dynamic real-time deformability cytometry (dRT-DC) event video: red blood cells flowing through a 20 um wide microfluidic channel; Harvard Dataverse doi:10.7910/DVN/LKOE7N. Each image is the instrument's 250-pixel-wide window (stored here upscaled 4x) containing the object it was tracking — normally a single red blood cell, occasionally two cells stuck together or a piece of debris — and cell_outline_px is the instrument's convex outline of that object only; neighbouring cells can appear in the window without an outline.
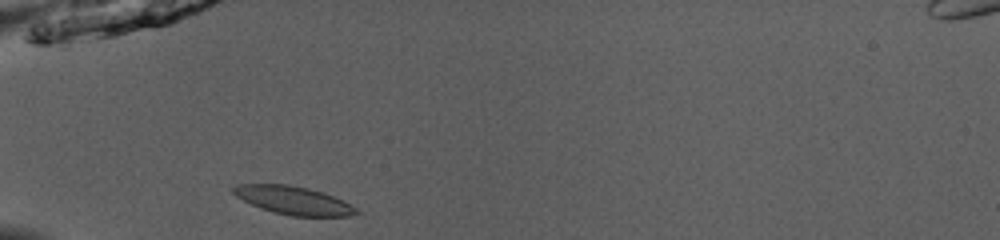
{"species": "common noctule bat (a hibernating species)", "species_latin": "Nyctalus noctula", "temperature_condition": "room temperature", "stored_images_in_passage": 35, "camera_frame_rate_fps": 3000, "um_per_image_px": 0.085, "animal": {"sex": "male", "body_mass_g": 13.0, "forearm_length_mm": 53.1}, "frame": {"image": 1, "passage_image": 1, "time_ms": 0.0, "image_size_px": [1000, 240], "cell_outline_px": [[360, 212], [348, 216], [292, 216], [272, 212], [260, 208], [236, 196], [232, 192], [232, 188], [236, 184], [288, 184], [308, 188], [324, 192], [344, 200], [356, 208]], "centroid_in_image_um": [24.95, 17.02], "position_along_channel_um": 60.1, "area_um2": 20.29}}
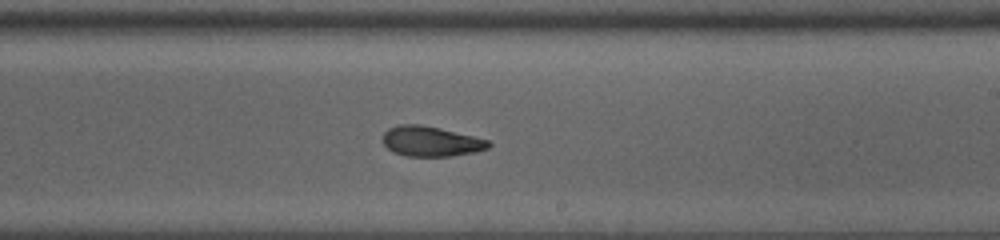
{"frame": {"image": 2, "passage_image": 16, "time_ms": 5.0, "image_size_px": [1000, 240], "cell_outline_px": [[492, 144], [488, 148], [476, 152], [448, 156], [408, 156], [392, 152], [384, 144], [384, 132], [388, 128], [400, 124], [420, 124], [440, 128], [488, 140]], "centroid_in_image_um": [36.62, 12.01], "position_along_channel_um": 252.4, "area_um2": 18.44}}
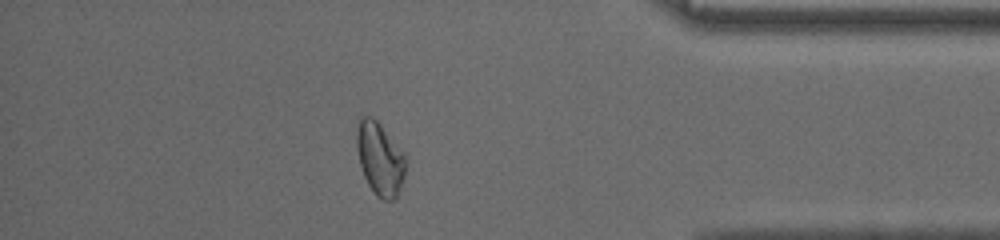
{"frame": {"image": 3, "passage_image": 29, "time_ms": 9.333, "image_size_px": [1000, 240], "cell_outline_px": [[404, 176], [400, 188], [396, 196], [392, 200], [384, 200], [376, 196], [368, 184], [364, 176], [360, 164], [356, 144], [356, 128], [360, 116], [372, 116], [380, 124], [404, 152]], "centroid_in_image_um": [32.26, 13.46], "position_along_channel_um": 402.9, "area_um2": 20.63}, "authors_computed_cell_mechanics": {"area_um2": 19.3052, "velocity_mm_per_s": 3.9981, "shape_relaxation_time_tau1_ms": 7.6593, "shape_relaxation_time_tau2_ms": 3.1158, "deformation_change_tau1": 0.1785, "deformation_change_tau2": 0.0764}}